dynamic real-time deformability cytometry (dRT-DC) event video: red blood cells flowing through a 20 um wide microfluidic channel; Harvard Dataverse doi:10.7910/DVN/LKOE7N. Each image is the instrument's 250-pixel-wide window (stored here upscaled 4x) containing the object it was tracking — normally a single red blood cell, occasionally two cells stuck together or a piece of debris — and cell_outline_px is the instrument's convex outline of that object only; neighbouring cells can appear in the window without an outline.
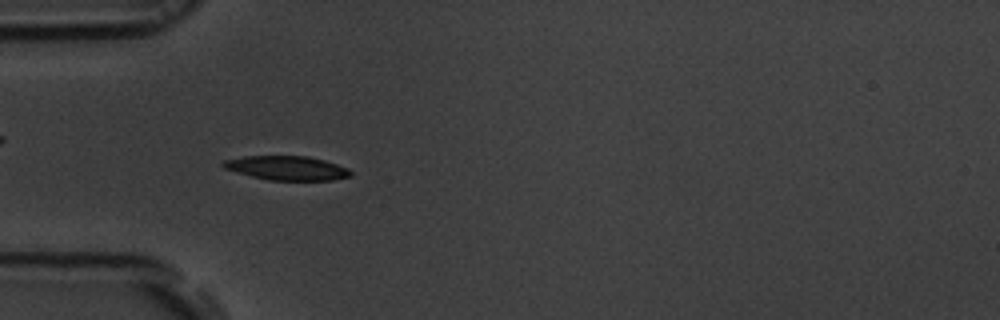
{"species": "common noctule bat (a hibernating species)", "species_latin": "Nyctalus noctula", "temperature_condition": "room temperature", "stored_images_in_passage": 51, "camera_frame_rate_fps": 3000, "um_per_image_px": 0.085, "animal": {"sex": "male", "body_mass_g": 19.5, "forearm_length_mm": 54.6}, "frame": {"image": 1, "passage_image": 14, "time_ms": 4.333, "image_size_px": [1000, 320], "cell_outline_px": [[352, 176], [332, 180], [268, 180], [236, 172], [224, 168], [220, 164], [224, 160], [244, 156], [308, 156], [324, 160], [348, 168], [352, 172]], "centroid_in_image_um": [24.38, 14.28], "position_along_channel_um": 60.6, "area_um2": 17.92}}
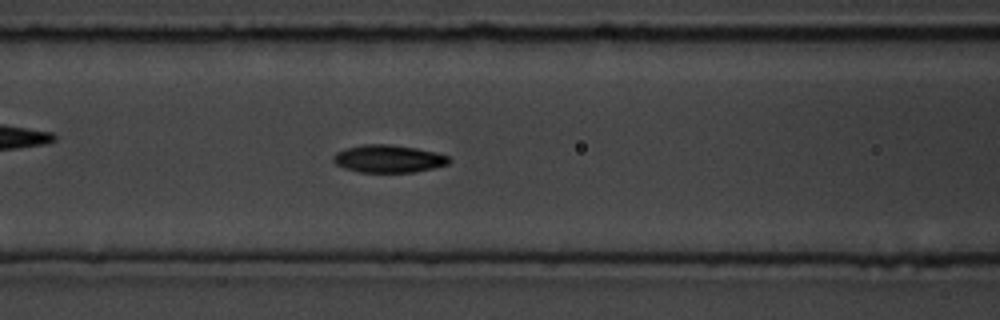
{"frame": {"image": 2, "passage_image": 20, "time_ms": 6.333, "image_size_px": [1000, 320], "cell_outline_px": [[452, 160], [448, 164], [432, 168], [412, 172], [360, 172], [344, 168], [336, 164], [332, 160], [332, 156], [336, 152], [344, 148], [364, 144], [388, 144], [416, 148], [436, 152], [448, 156]], "centroid_in_image_um": [32.99, 13.48], "position_along_channel_um": 133.6, "area_um2": 18.67}}
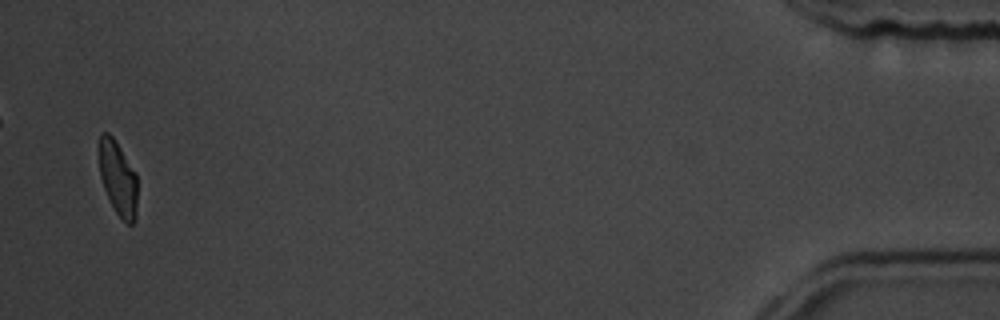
{"frame": {"image": 3, "passage_image": 50, "time_ms": 16.333, "image_size_px": [1000, 320], "cell_outline_px": [[136, 216], [132, 224], [128, 224], [116, 212], [104, 188], [100, 176], [100, 132], [108, 132], [112, 136], [136, 172]], "centroid_in_image_um": [10.03, 15.14], "position_along_channel_um": 425.2, "area_um2": 16.13}, "authors_computed_cell_mechanics": {"area_um2": 17.8602, "velocity_mm_per_s": 3.7931, "shape_relaxation_time_tau1_ms": 2.0539, "shape_relaxation_time_tau2_ms": 3.6047, "deformation_change_tau1": 0.1233, "deformation_change_tau2": 0.0884}}